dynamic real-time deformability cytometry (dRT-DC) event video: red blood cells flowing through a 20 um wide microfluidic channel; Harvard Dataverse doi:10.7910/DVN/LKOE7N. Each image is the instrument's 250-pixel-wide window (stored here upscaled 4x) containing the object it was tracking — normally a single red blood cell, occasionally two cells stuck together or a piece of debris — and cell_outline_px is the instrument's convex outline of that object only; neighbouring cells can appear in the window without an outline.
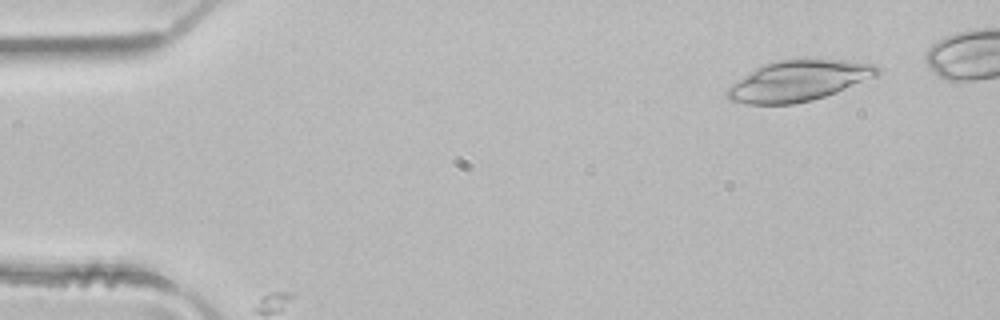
{"species": "common noctule bat (a hibernating species)", "species_latin": "Nyctalus noctula", "temperature_condition": "room temperature", "stored_images_in_passage": 4, "camera_frame_rate_fps": 3000, "um_per_image_px": 0.085, "animal": {"sex": "male", "body_mass_g": 21.5, "forearm_length_mm": 52.0}, "frame": {"image": 1, "passage_image": 1, "time_ms": 0.0, "image_size_px": [1000, 320], "cell_outline_px": [[880, 72], [876, 76], [836, 92], [812, 100], [792, 104], [748, 104], [728, 100], [724, 92], [732, 84], [756, 68], [764, 64], [780, 60], [804, 56], [844, 60], [872, 64], [880, 68]], "centroid_in_image_um": [67.87, 6.83], "position_along_channel_um": 17.1, "area_um2": 35.95}}